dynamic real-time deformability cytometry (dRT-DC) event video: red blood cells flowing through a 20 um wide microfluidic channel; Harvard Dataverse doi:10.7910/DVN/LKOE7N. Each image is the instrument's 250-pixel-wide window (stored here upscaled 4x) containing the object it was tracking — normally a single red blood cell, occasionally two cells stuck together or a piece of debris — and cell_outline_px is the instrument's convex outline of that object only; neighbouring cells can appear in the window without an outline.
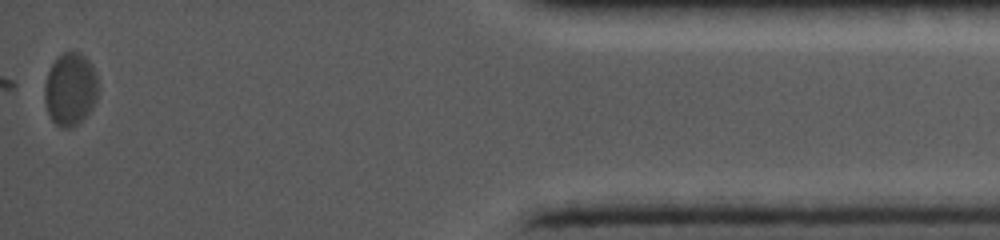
{"species": "common noctule bat (a hibernating species)", "species_latin": "Nyctalus noctula", "temperature_condition": "cold", "stored_images_in_passage": 29, "camera_frame_rate_fps": 5000, "um_per_image_px": 0.085, "animal": {"sex": "female", "body_mass_g": 19.0, "forearm_length_mm": 56.7}, "frame": {"image": 1, "passage_image": 29, "time_ms": 11.6, "image_size_px": [1000, 240], "cell_outline_px": [[96, 100], [92, 108], [76, 124], [68, 128], [64, 128], [56, 124], [52, 120], [48, 112], [44, 100], [44, 84], [48, 72], [56, 56], [64, 52], [80, 52], [92, 64], [96, 76]], "centroid_in_image_um": [5.94, 7.55], "position_along_channel_um": 429.3, "area_um2": 22.48}}